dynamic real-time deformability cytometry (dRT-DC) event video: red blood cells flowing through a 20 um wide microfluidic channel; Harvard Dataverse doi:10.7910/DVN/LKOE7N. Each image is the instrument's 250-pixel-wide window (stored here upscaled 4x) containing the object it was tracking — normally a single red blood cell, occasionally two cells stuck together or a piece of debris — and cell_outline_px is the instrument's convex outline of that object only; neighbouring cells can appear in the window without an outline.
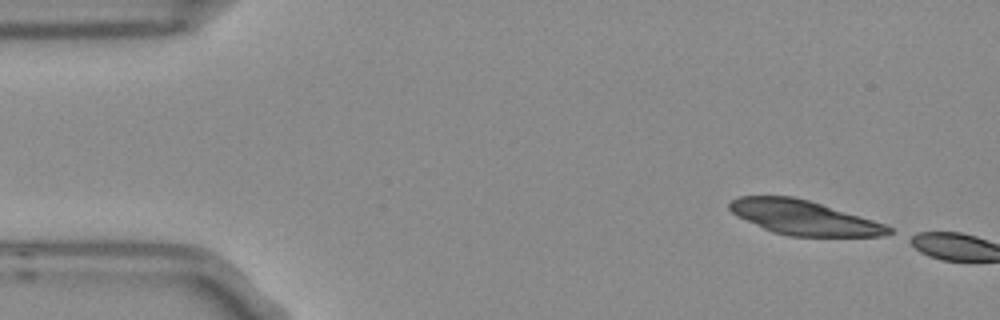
{"species": "Egyptian fruit bat (a non-hibernating species)", "species_latin": "Rousettus aegyptiacus", "temperature_condition": "room temperature", "stored_images_in_passage": 2, "camera_frame_rate_fps": 3000, "um_per_image_px": 0.085, "frame": {"image": 1, "passage_image": 1, "time_ms": 0.0, "image_size_px": [1000, 320], "cell_outline_px": [[892, 232], [884, 236], [788, 236], [772, 232], [736, 216], [728, 208], [728, 204], [732, 200], [740, 196], [792, 196], [808, 200], [888, 224], [892, 228]], "centroid_in_image_um": [68.33, 18.5], "position_along_channel_um": 16.7, "area_um2": 31.91}}